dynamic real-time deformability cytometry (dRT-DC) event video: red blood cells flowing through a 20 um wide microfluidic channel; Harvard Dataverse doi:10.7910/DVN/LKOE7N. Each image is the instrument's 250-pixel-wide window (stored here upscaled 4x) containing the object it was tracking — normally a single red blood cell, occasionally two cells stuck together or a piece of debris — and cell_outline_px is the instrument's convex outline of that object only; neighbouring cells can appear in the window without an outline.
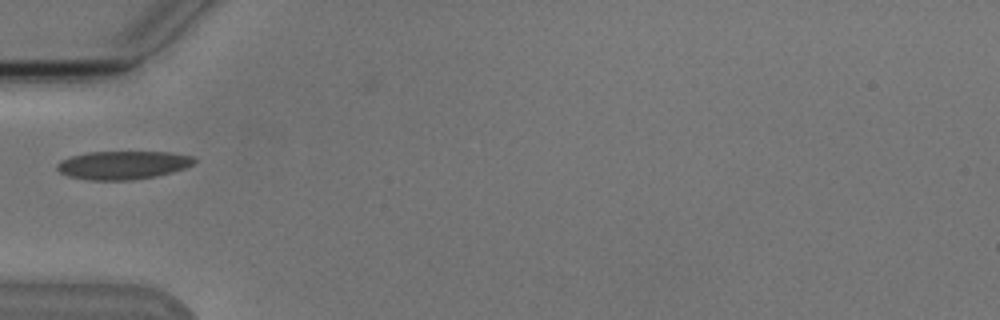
{"species": "Egyptian fruit bat (a non-hibernating species)", "species_latin": "Rousettus aegyptiacus", "temperature_condition": "cold", "stored_images_in_passage": 3, "camera_frame_rate_fps": 3000, "um_per_image_px": 0.085, "animal": {"sex": "male"}, "frame": {"image": 1, "passage_image": 1, "time_ms": 0.0, "image_size_px": [1000, 320], "cell_outline_px": [[196, 160], [192, 164], [184, 168], [172, 172], [156, 176], [132, 180], [88, 180], [68, 176], [60, 172], [56, 168], [56, 164], [60, 160], [72, 156], [88, 152], [168, 152], [192, 156]], "centroid_in_image_um": [10.41, 14.03], "position_along_channel_um": 74.6, "area_um2": 22.6}}
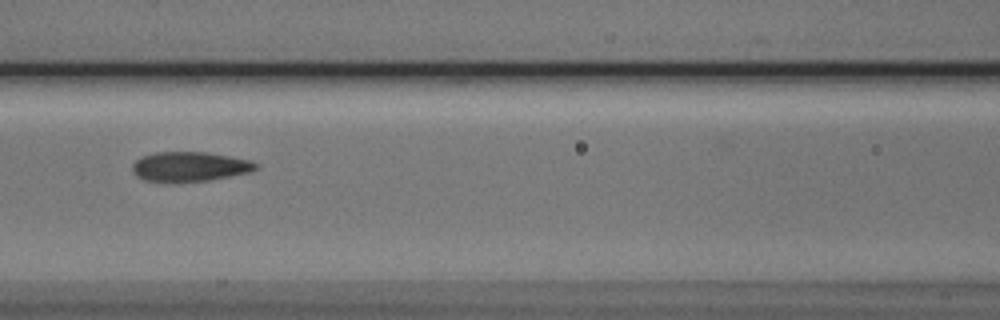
{"frame": {"image": 2, "passage_image": 3, "time_ms": 2.0, "image_size_px": [1000, 320], "cell_outline_px": [[260, 168], [252, 172], [208, 180], [172, 184], [168, 184], [144, 180], [136, 176], [132, 172], [132, 164], [140, 156], [156, 152], [208, 152], [248, 160], [260, 164]], "centroid_in_image_um": [16.09, 14.19], "position_along_channel_um": 150.5, "area_um2": 22.02}}